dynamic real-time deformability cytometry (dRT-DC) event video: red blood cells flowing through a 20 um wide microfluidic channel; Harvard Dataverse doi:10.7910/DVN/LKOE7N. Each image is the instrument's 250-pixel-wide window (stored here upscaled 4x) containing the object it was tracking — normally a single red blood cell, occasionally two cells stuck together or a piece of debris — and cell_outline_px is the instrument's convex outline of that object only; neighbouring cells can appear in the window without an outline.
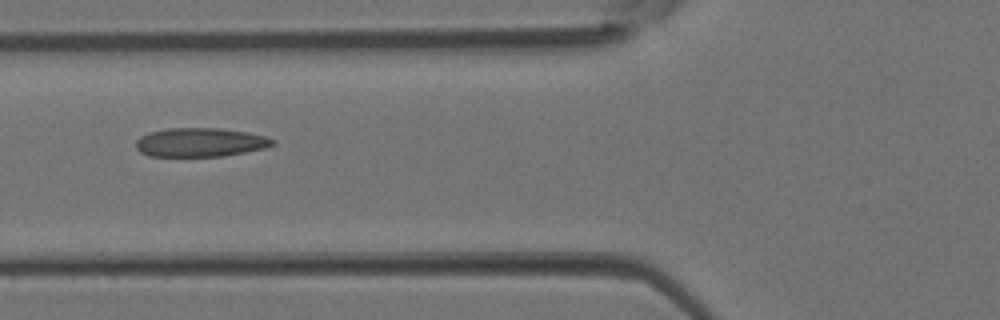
{"species": "Egyptian fruit bat (a non-hibernating species)", "species_latin": "Rousettus aegyptiacus", "temperature_condition": "room temperature", "stored_images_in_passage": 4, "camera_frame_rate_fps": 3000, "um_per_image_px": 0.085, "animal": {"sex": "female"}, "frame": {"image": 1, "passage_image": 3, "time_ms": 0.667, "image_size_px": [1000, 320], "cell_outline_px": [[276, 144], [264, 148], [224, 156], [148, 156], [140, 152], [136, 148], [136, 140], [140, 136], [148, 132], [168, 128], [220, 128], [248, 132], [264, 136], [276, 140]], "centroid_in_image_um": [17.01, 12.09], "position_along_channel_um": 108.8, "area_um2": 23.12}}
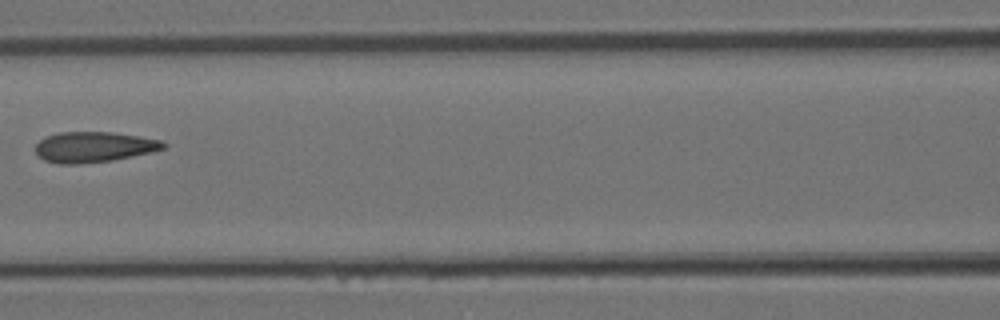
{"frame": {"image": 2, "passage_image": 4, "time_ms": 1.0, "image_size_px": [1000, 320], "cell_outline_px": [[168, 144], [164, 148], [152, 152], [112, 160], [76, 164], [60, 164], [44, 160], [36, 156], [36, 144], [44, 136], [60, 132], [112, 132], [140, 136], [160, 140]], "centroid_in_image_um": [7.95, 12.49], "position_along_channel_um": 158.6, "area_um2": 22.83}}